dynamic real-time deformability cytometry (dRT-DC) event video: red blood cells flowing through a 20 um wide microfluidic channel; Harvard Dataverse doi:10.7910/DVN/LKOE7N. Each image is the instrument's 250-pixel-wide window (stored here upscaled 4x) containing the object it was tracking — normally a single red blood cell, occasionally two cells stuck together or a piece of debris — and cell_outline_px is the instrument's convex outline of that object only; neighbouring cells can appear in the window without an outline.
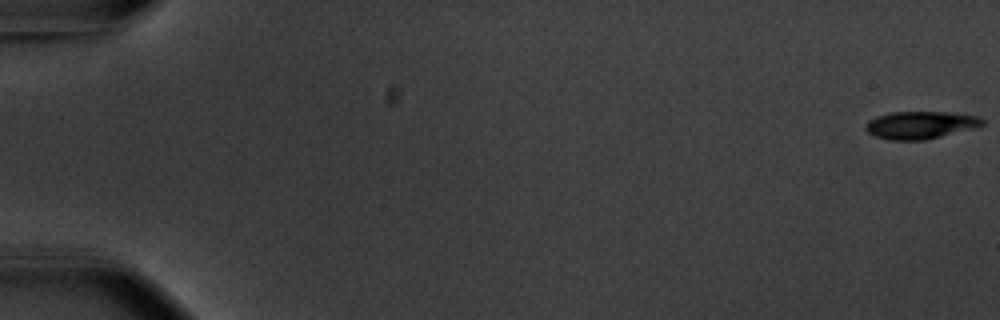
{"species": "common noctule bat (a hibernating species)", "species_latin": "Nyctalus noctula", "temperature_condition": "warm", "stored_images_in_passage": 56, "camera_frame_rate_fps": 3000, "um_per_image_px": 0.085, "animal": {"sex": "male", "body_mass_g": 20.1, "forearm_length_mm": 53.5}, "frame": {"image": 1, "passage_image": 1, "time_ms": 0.0, "image_size_px": [1000, 320], "cell_outline_px": [[984, 124], [928, 140], [888, 140], [876, 136], [868, 132], [864, 128], [864, 124], [868, 120], [876, 116], [888, 112], [944, 112], [976, 116], [984, 120]], "centroid_in_image_um": [78.14, 10.63], "position_along_channel_um": 6.9, "area_um2": 18.61}}
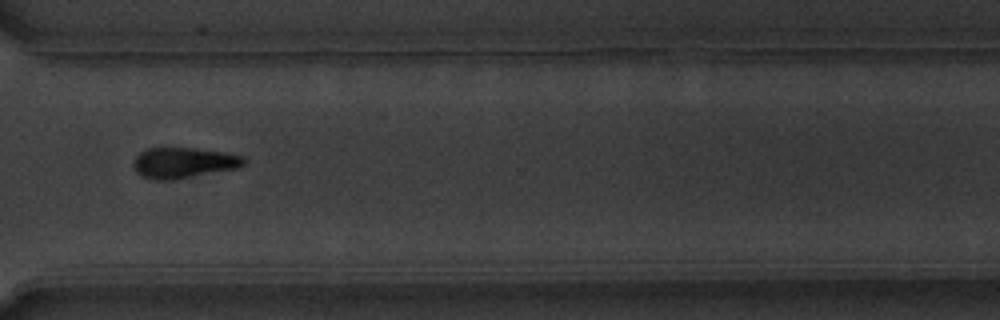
{"frame": {"image": 2, "passage_image": 43, "time_ms": 14.0, "image_size_px": [1000, 320], "cell_outline_px": [[248, 160], [240, 168], [164, 180], [156, 180], [140, 176], [136, 172], [132, 164], [136, 156], [140, 152], [148, 148], [196, 148], [244, 156]], "centroid_in_image_um": [15.6, 13.82], "position_along_channel_um": 355.0, "area_um2": 19.54}}
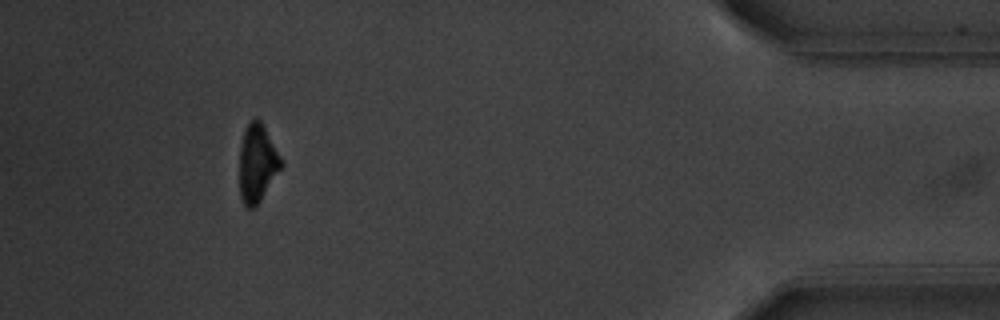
{"frame": {"image": 3, "passage_image": 52, "time_ms": 17.0, "image_size_px": [1000, 320], "cell_outline_px": [[284, 164], [260, 200], [252, 208], [248, 208], [244, 204], [240, 196], [240, 144], [244, 132], [248, 124], [256, 116], [260, 120], [284, 160]], "centroid_in_image_um": [21.89, 13.85], "position_along_channel_um": 413.3, "area_um2": 18.79}, "authors_computed_cell_mechanics": {"area_um2": 19.8832, "velocity_mm_per_s": 3.7186, "shape_relaxation_time_tau1_ms": 2.2694, "shape_relaxation_time_tau2_ms": null, "deformation_change_tau1": 0.1398, "deformation_change_tau2": null}}